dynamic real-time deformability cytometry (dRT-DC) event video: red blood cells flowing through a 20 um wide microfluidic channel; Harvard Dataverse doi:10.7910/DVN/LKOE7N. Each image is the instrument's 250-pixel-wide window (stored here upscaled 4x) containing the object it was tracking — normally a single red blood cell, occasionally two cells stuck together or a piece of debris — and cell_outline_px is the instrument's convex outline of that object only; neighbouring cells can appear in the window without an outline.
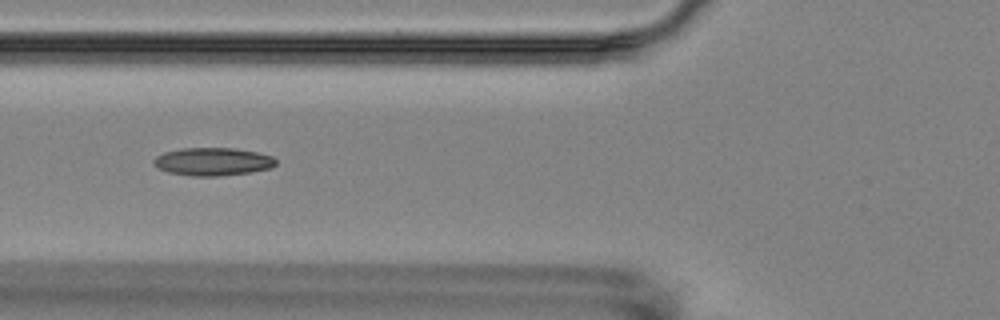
{"species": "Egyptian fruit bat (a non-hibernating species)", "species_latin": "Rousettus aegyptiacus", "temperature_condition": "room temperature", "stored_images_in_passage": 9, "camera_frame_rate_fps": 3000, "um_per_image_px": 0.085, "animal": {"sex": "female"}, "frame": {"image": 1, "passage_image": 7, "time_ms": 7.0, "image_size_px": [1000, 320], "cell_outline_px": [[276, 164], [272, 168], [248, 172], [216, 176], [192, 176], [168, 172], [152, 164], [152, 160], [156, 156], [164, 152], [180, 148], [236, 148], [256, 152], [272, 156], [276, 160]], "centroid_in_image_um": [18.06, 13.73], "position_along_channel_um": 107.7, "area_um2": 19.88}}
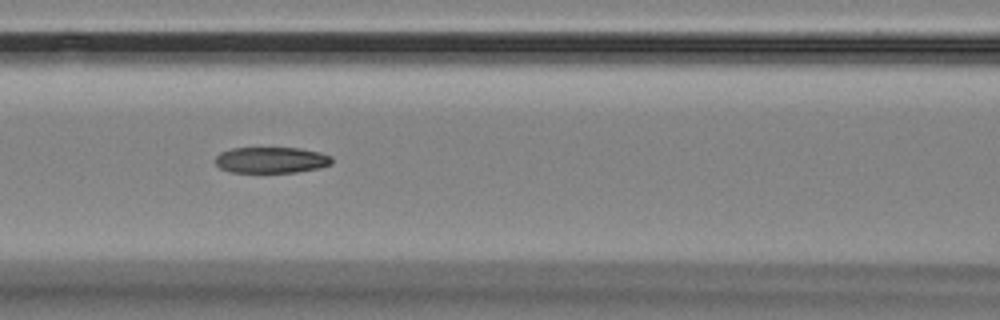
{"frame": {"image": 2, "passage_image": 8, "time_ms": 8.0, "image_size_px": [1000, 320], "cell_outline_px": [[332, 164], [320, 168], [296, 172], [232, 172], [220, 168], [216, 164], [216, 156], [220, 152], [232, 148], [300, 148], [320, 152], [332, 156]], "centroid_in_image_um": [23.09, 13.6], "position_along_channel_um": 143.5, "area_um2": 17.74}}
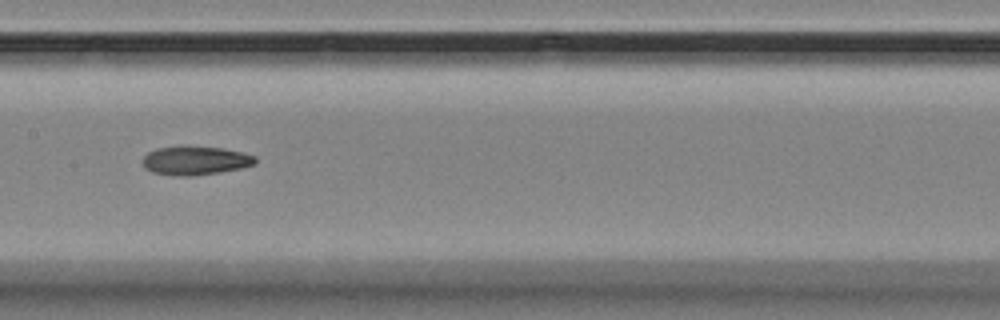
{"frame": {"image": 3, "passage_image": 9, "time_ms": 9.333, "image_size_px": [1000, 320], "cell_outline_px": [[256, 164], [240, 168], [220, 172], [192, 176], [176, 176], [152, 172], [144, 168], [144, 156], [148, 152], [156, 148], [180, 144], [188, 144], [220, 148], [244, 152], [256, 156]], "centroid_in_image_um": [16.59, 13.61], "position_along_channel_um": 190.8, "area_um2": 19.42}}